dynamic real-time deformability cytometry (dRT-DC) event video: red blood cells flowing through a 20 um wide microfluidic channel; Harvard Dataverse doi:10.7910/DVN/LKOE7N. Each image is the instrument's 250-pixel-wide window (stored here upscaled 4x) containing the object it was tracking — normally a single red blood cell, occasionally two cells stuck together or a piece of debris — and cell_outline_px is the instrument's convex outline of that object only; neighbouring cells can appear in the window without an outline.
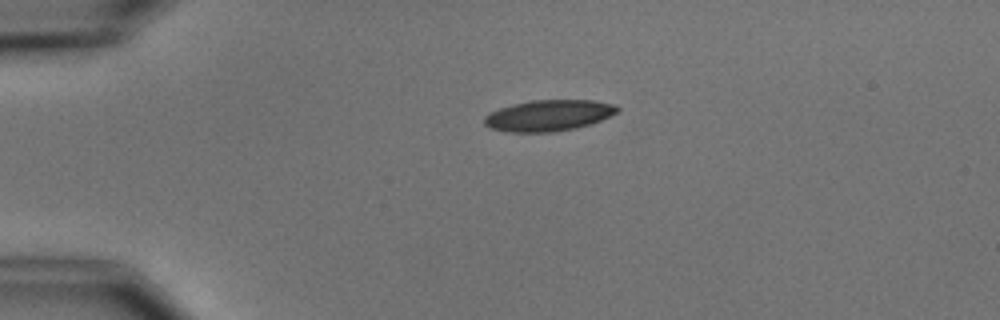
{"species": "common noctule bat (a hibernating species)", "species_latin": "Nyctalus noctula", "temperature_condition": "cold", "stored_images_in_passage": 2, "camera_frame_rate_fps": 3000, "um_per_image_px": 0.085, "animal": {"sex": "male", "body_mass_g": 15.6}, "frame": {"image": 1, "passage_image": 1, "time_ms": 0.0, "image_size_px": [1000, 320], "cell_outline_px": [[620, 108], [616, 112], [600, 120], [576, 128], [552, 132], [504, 132], [488, 128], [484, 124], [484, 116], [488, 112], [512, 104], [532, 100], [596, 100], [612, 104]], "centroid_in_image_um": [46.56, 9.82], "position_along_channel_um": 38.4, "area_um2": 24.16}}